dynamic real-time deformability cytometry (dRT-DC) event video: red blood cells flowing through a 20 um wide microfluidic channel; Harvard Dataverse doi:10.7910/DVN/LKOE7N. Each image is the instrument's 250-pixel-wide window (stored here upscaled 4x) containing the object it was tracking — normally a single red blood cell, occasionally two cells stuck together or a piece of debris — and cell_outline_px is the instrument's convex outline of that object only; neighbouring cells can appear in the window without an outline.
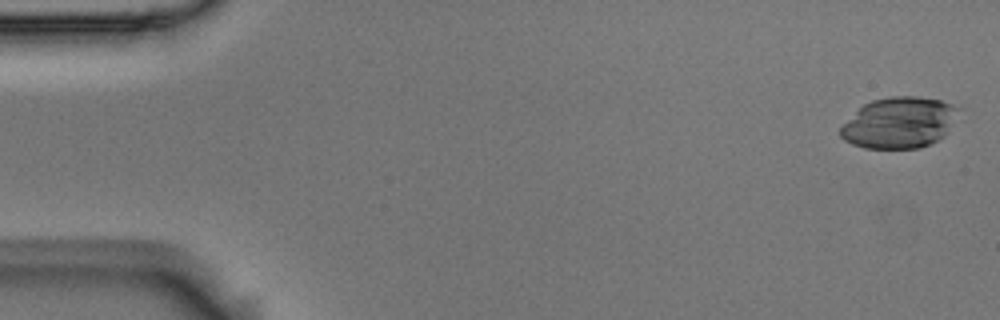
{"species": "Egyptian fruit bat (a non-hibernating species)", "species_latin": "Rousettus aegyptiacus", "temperature_condition": "room temperature", "stored_images_in_passage": 4, "camera_frame_rate_fps": 3000, "um_per_image_px": 0.085, "animal": {"sex": "male"}, "frame": {"image": 1, "passage_image": 1, "time_ms": 0.0, "image_size_px": [1000, 320], "cell_outline_px": [[964, 120], [944, 136], [920, 148], [864, 148], [852, 144], [844, 140], [840, 136], [840, 128], [864, 104], [872, 100], [892, 96], [916, 96], [940, 100], [964, 108]], "centroid_in_image_um": [76.61, 10.42], "position_along_channel_um": 8.4, "area_um2": 36.01}}